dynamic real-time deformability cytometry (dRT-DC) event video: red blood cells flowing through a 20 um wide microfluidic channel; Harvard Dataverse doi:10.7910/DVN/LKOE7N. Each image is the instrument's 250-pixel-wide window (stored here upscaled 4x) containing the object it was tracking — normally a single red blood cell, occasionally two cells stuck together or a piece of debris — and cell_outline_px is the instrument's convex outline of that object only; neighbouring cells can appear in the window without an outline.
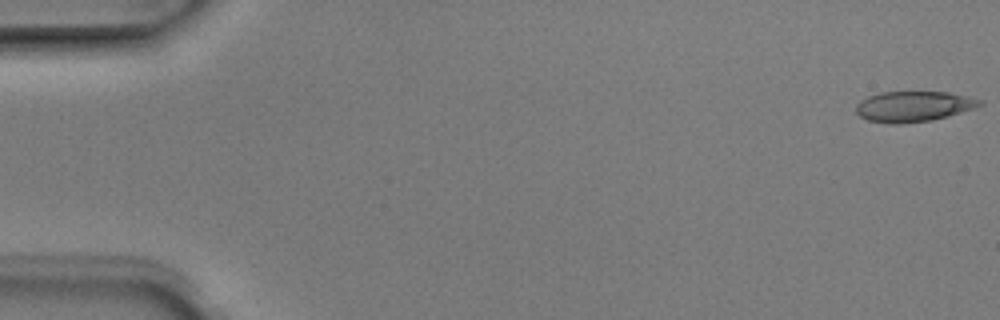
{"species": "Egyptian fruit bat (a non-hibernating species)", "species_latin": "Rousettus aegyptiacus", "temperature_condition": "room temperature", "stored_images_in_passage": 5, "camera_frame_rate_fps": 3000, "um_per_image_px": 0.085, "animal": {"sex": "male"}, "frame": {"image": 1, "passage_image": 1, "time_ms": 0.0, "image_size_px": [1000, 320], "cell_outline_px": [[984, 104], [948, 116], [932, 120], [900, 124], [888, 124], [868, 120], [860, 116], [856, 112], [856, 104], [860, 100], [868, 96], [884, 92], [948, 92], [984, 100]], "centroid_in_image_um": [77.63, 9.05], "position_along_channel_um": 7.4, "area_um2": 21.96}}